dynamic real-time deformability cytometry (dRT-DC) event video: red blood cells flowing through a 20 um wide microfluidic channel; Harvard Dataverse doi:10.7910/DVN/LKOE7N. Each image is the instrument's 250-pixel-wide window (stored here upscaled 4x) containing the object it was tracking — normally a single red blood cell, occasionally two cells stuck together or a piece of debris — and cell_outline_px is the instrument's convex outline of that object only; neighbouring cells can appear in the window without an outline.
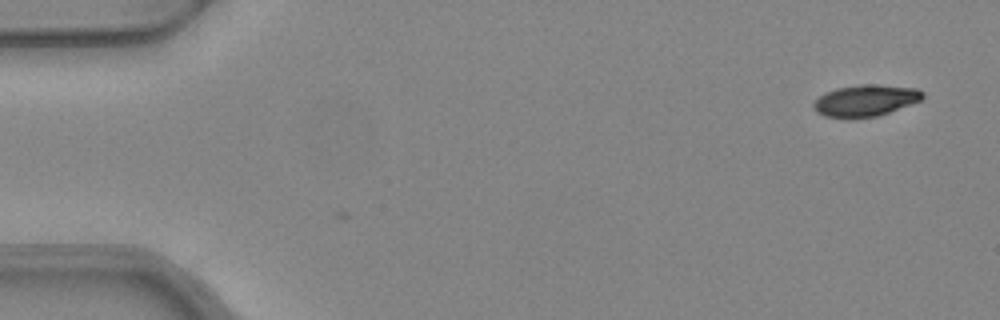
{"species": "common noctule bat (a hibernating species)", "species_latin": "Nyctalus noctula", "temperature_condition": "warm", "stored_images_in_passage": 2, "camera_frame_rate_fps": 3000, "um_per_image_px": 0.085, "animal": {"sex": "female", "body_mass_g": 24.6, "forearm_length_mm": 56.2}, "frame": {"image": 1, "passage_image": 1, "time_ms": 0.0, "image_size_px": [1000, 320], "cell_outline_px": [[924, 96], [920, 100], [888, 112], [876, 116], [852, 120], [848, 120], [824, 116], [816, 112], [812, 104], [824, 92], [836, 88], [860, 84], [876, 84], [916, 88], [924, 92]], "centroid_in_image_um": [73.5, 8.56], "position_along_channel_um": 11.5, "area_um2": 20.35}}